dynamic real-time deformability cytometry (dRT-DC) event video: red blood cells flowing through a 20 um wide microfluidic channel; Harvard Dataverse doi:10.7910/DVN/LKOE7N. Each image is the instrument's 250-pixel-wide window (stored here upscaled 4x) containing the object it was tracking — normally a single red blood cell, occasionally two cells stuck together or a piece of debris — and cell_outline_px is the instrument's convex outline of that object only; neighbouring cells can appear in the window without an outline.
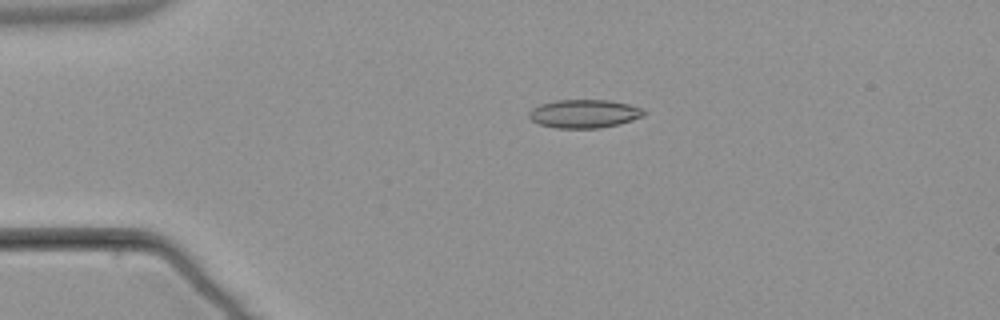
{"species": "common noctule bat (a hibernating species)", "species_latin": "Nyctalus noctula", "temperature_condition": "warm", "stored_images_in_passage": 4, "camera_frame_rate_fps": 3000, "um_per_image_px": 0.085, "animal": {"sex": "male", "body_mass_g": 21.5, "forearm_length_mm": 52.0}, "frame": {"image": 1, "passage_image": 3, "time_ms": 2.667, "image_size_px": [1000, 320], "cell_outline_px": [[644, 116], [620, 124], [600, 128], [556, 128], [540, 124], [532, 120], [528, 116], [528, 112], [532, 108], [540, 104], [556, 100], [608, 100], [628, 104], [644, 108]], "centroid_in_image_um": [49.66, 9.66], "position_along_channel_um": 35.3, "area_um2": 19.07}}